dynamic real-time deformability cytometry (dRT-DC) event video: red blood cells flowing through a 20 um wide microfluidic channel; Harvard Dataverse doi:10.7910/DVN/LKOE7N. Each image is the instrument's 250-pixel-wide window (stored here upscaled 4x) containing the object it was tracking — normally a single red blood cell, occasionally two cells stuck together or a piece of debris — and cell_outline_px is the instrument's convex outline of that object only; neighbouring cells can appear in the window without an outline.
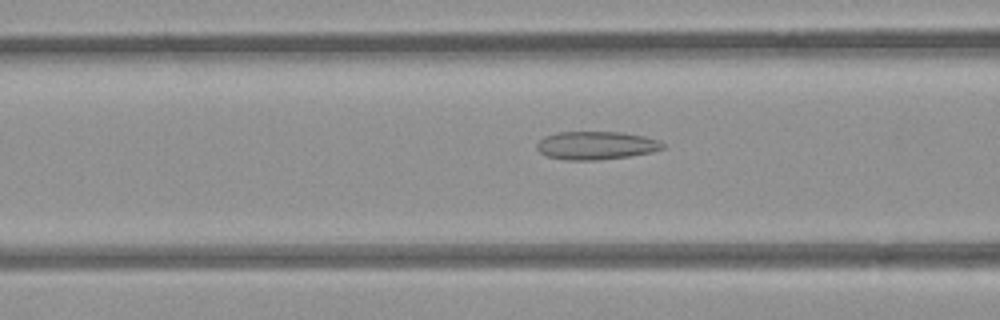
{"species": "common noctule bat (a hibernating species)", "species_latin": "Nyctalus noctula", "temperature_condition": "room temperature", "stored_images_in_passage": 44, "camera_frame_rate_fps": 3000, "um_per_image_px": 0.085, "animal": {"sex": "female", "body_mass_g": 21.9}, "frame": {"image": 1, "passage_image": 13, "time_ms": 4.0, "image_size_px": [1000, 320], "cell_outline_px": [[664, 148], [652, 152], [628, 156], [600, 160], [564, 160], [544, 156], [536, 148], [536, 144], [544, 136], [556, 132], [620, 132], [644, 136], [660, 140], [664, 144]], "centroid_in_image_um": [50.64, 12.36], "position_along_channel_um": 116.0, "area_um2": 20.87}}
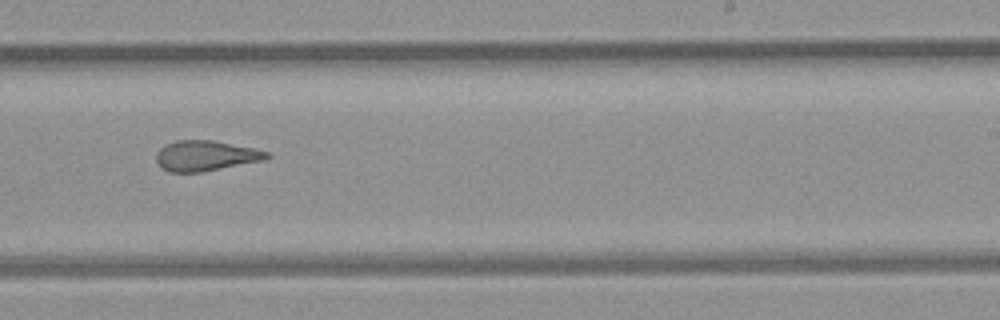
{"frame": {"image": 2, "passage_image": 25, "time_ms": 8.0, "image_size_px": [1000, 320], "cell_outline_px": [[272, 156], [268, 160], [200, 172], [168, 172], [160, 168], [156, 160], [156, 152], [164, 144], [176, 140], [212, 140], [256, 148], [268, 152]], "centroid_in_image_um": [17.5, 13.24], "position_along_channel_um": 271.5, "area_um2": 19.94}}
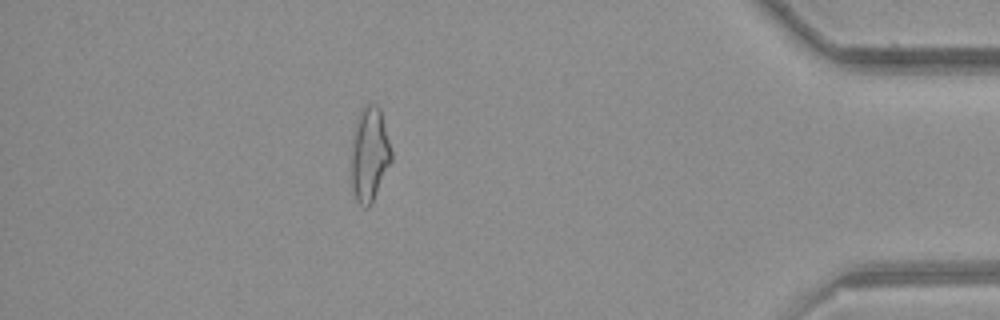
{"frame": {"image": 3, "passage_image": 39, "time_ms": 12.667, "image_size_px": [1000, 320], "cell_outline_px": [[392, 160], [368, 208], [364, 208], [356, 200], [352, 188], [352, 140], [356, 120], [360, 108], [364, 104], [376, 104], [380, 108], [392, 152]], "centroid_in_image_um": [31.4, 13.06], "position_along_channel_um": 403.8, "area_um2": 21.85}, "authors_computed_cell_mechanics": {"area_um2": 20.519, "velocity_mm_per_s": 3.8851, "shape_relaxation_time_tau1_ms": null, "shape_relaxation_time_tau2_ms": 3.3311, "deformation_change_tau1": null, "deformation_change_tau2": 0.1393}}